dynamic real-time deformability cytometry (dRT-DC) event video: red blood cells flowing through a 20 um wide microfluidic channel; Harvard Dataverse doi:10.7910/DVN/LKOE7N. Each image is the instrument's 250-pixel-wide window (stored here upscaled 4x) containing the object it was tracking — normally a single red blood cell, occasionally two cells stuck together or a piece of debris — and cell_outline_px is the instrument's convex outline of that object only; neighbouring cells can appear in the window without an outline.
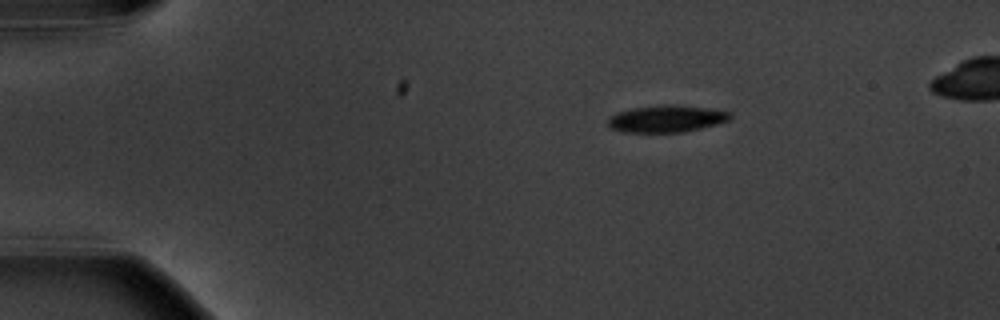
{"species": "common noctule bat (a hibernating species)", "species_latin": "Nyctalus noctula", "temperature_condition": "warm", "stored_images_in_passage": 4, "camera_frame_rate_fps": 3000, "um_per_image_px": 0.085, "animal": {"sex": "male", "body_mass_g": 20.1, "forearm_length_mm": 53.5}, "frame": {"image": 1, "passage_image": 1, "time_ms": 0.0, "image_size_px": [1000, 320], "cell_outline_px": [[732, 116], [728, 120], [716, 124], [684, 132], [624, 132], [608, 128], [608, 120], [616, 112], [632, 108], [672, 104], [704, 108], [732, 112]], "centroid_in_image_um": [56.62, 10.1], "position_along_channel_um": 28.4, "area_um2": 19.02}}